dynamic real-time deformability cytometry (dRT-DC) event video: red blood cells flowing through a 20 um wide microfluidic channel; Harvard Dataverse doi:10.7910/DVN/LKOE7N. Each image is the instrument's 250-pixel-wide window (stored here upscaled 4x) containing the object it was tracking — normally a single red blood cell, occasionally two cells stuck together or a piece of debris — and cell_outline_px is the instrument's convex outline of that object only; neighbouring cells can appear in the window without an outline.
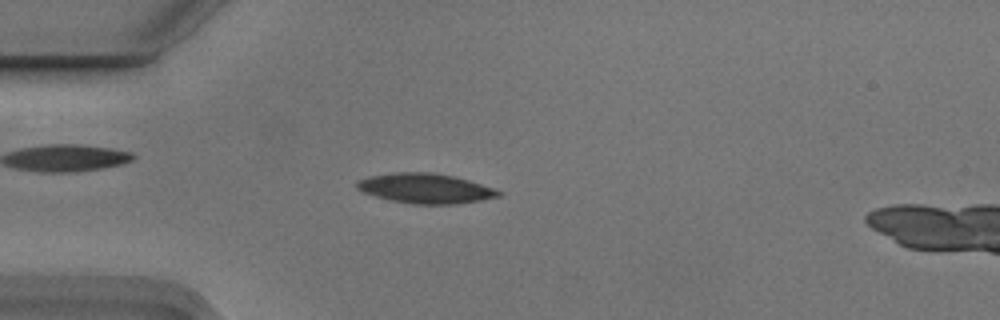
{"species": "Egyptian fruit bat (a non-hibernating species)", "species_latin": "Rousettus aegyptiacus", "temperature_condition": "cold", "stored_images_in_passage": 5, "camera_frame_rate_fps": 3000, "um_per_image_px": 0.085, "animal": {"sex": "male"}, "frame": {"image": 1, "passage_image": 4, "time_ms": 1.0, "image_size_px": [1000, 320], "cell_outline_px": [[504, 192], [500, 196], [480, 200], [456, 204], [412, 204], [388, 200], [364, 192], [356, 188], [356, 180], [368, 176], [396, 172], [432, 172], [452, 176], [468, 180]], "centroid_in_image_um": [36.12, 16.01], "position_along_channel_um": 48.9, "area_um2": 24.62}}